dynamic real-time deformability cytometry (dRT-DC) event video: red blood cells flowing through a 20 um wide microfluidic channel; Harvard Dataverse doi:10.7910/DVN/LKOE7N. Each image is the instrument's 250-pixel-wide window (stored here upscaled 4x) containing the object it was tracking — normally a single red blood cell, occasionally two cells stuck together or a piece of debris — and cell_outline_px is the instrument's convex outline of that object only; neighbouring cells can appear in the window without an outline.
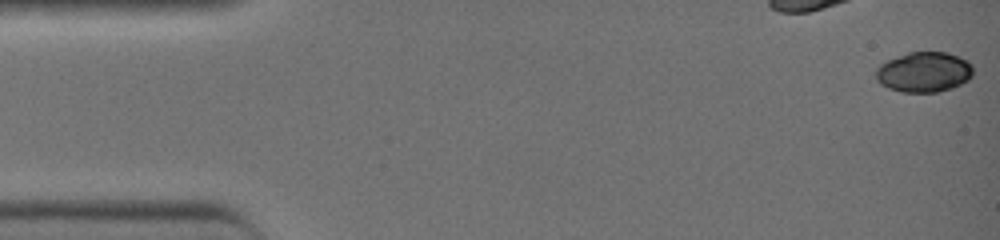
{"species": "common noctule bat (a hibernating species)", "species_latin": "Nyctalus noctula", "temperature_condition": "warm", "stored_images_in_passage": 42, "camera_frame_rate_fps": 3000, "um_per_image_px": 0.085, "animal": {"sex": "female", "body_mass_g": 19.0, "forearm_length_mm": 51.5}, "frame": {"image": 1, "passage_image": 1, "time_ms": 0.0, "image_size_px": [1000, 240], "cell_outline_px": [[972, 76], [968, 80], [952, 88], [936, 92], [900, 92], [888, 88], [880, 84], [876, 80], [876, 68], [880, 64], [888, 60], [908, 52], [948, 52], [968, 60], [972, 64]], "centroid_in_image_um": [78.53, 6.12], "position_along_channel_um": 6.5, "area_um2": 22.95}}
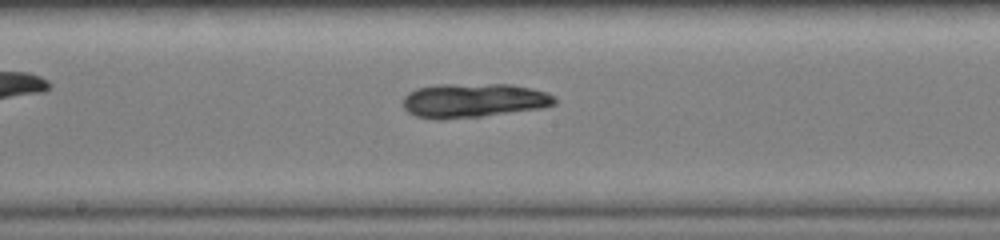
{"frame": {"image": 2, "passage_image": 23, "time_ms": 7.333, "image_size_px": [1000, 240], "cell_outline_px": [[556, 104], [544, 108], [480, 116], [444, 120], [436, 120], [416, 116], [408, 112], [404, 108], [404, 96], [408, 92], [416, 88], [440, 84], [512, 84], [548, 92], [556, 96]], "centroid_in_image_um": [40.27, 8.54], "position_along_channel_um": 207.9, "area_um2": 30.58}}
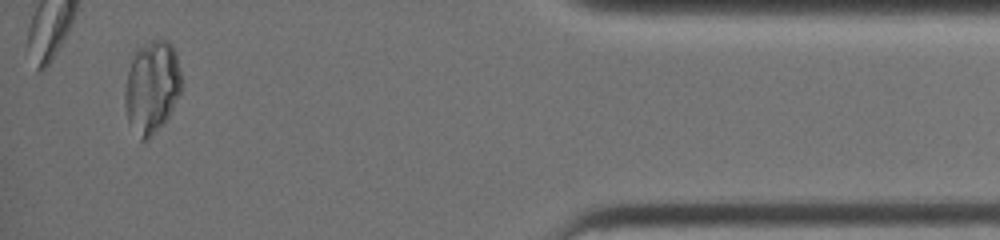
{"frame": {"image": 3, "passage_image": 40, "time_ms": 13.0, "image_size_px": [1000, 240], "cell_outline_px": [[180, 92], [164, 124], [148, 140], [140, 140], [128, 124], [124, 104], [124, 88], [132, 52], [136, 48], [152, 40], [168, 40], [172, 44], [176, 52], [180, 72]], "centroid_in_image_um": [12.86, 7.4], "position_along_channel_um": 422.3, "area_um2": 30.98}, "authors_computed_cell_mechanics": {"area_um2": 29.1312, "velocity_mm_per_s": 4.5997, "shape_relaxation_time_tau1_ms": 5.0323, "shape_relaxation_time_tau2_ms": 1.4075, "deformation_change_tau1": 0.1748, "deformation_change_tau2": 0.0443}}